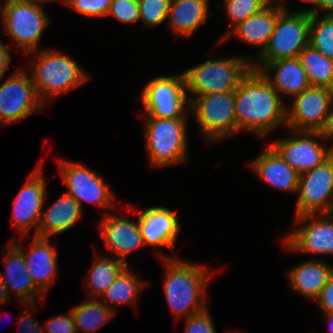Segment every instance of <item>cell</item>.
Returning a JSON list of instances; mask_svg holds the SVG:
<instances>
[{"instance_id":"6da1fadb","label":"cell","mask_w":333,"mask_h":333,"mask_svg":"<svg viewBox=\"0 0 333 333\" xmlns=\"http://www.w3.org/2000/svg\"><path fill=\"white\" fill-rule=\"evenodd\" d=\"M286 108L264 75L251 68L235 90L237 133L246 130L262 138L279 125L286 127Z\"/></svg>"},{"instance_id":"7a4b0ae2","label":"cell","mask_w":333,"mask_h":333,"mask_svg":"<svg viewBox=\"0 0 333 333\" xmlns=\"http://www.w3.org/2000/svg\"><path fill=\"white\" fill-rule=\"evenodd\" d=\"M158 257L166 267L164 293L175 320L206 309V290L213 272L175 256L159 254Z\"/></svg>"},{"instance_id":"3957f363","label":"cell","mask_w":333,"mask_h":333,"mask_svg":"<svg viewBox=\"0 0 333 333\" xmlns=\"http://www.w3.org/2000/svg\"><path fill=\"white\" fill-rule=\"evenodd\" d=\"M28 55L36 58L28 72L37 95L44 105L47 98L52 101V99L79 87L90 79L71 56L51 51V49L38 50L26 56Z\"/></svg>"},{"instance_id":"277c9868","label":"cell","mask_w":333,"mask_h":333,"mask_svg":"<svg viewBox=\"0 0 333 333\" xmlns=\"http://www.w3.org/2000/svg\"><path fill=\"white\" fill-rule=\"evenodd\" d=\"M254 57H218L208 59L194 67L183 71L186 90L191 92L192 98L235 91L241 79L252 68Z\"/></svg>"},{"instance_id":"5b68a950","label":"cell","mask_w":333,"mask_h":333,"mask_svg":"<svg viewBox=\"0 0 333 333\" xmlns=\"http://www.w3.org/2000/svg\"><path fill=\"white\" fill-rule=\"evenodd\" d=\"M3 34L9 35L24 55L38 51L40 38L50 24L43 3L33 0H5L0 6Z\"/></svg>"},{"instance_id":"8992f818","label":"cell","mask_w":333,"mask_h":333,"mask_svg":"<svg viewBox=\"0 0 333 333\" xmlns=\"http://www.w3.org/2000/svg\"><path fill=\"white\" fill-rule=\"evenodd\" d=\"M187 119L144 118L146 153L153 167H168L187 157Z\"/></svg>"},{"instance_id":"52a82bcc","label":"cell","mask_w":333,"mask_h":333,"mask_svg":"<svg viewBox=\"0 0 333 333\" xmlns=\"http://www.w3.org/2000/svg\"><path fill=\"white\" fill-rule=\"evenodd\" d=\"M288 10L279 15L268 45L253 61L296 58L309 45L311 10Z\"/></svg>"},{"instance_id":"ba28073f","label":"cell","mask_w":333,"mask_h":333,"mask_svg":"<svg viewBox=\"0 0 333 333\" xmlns=\"http://www.w3.org/2000/svg\"><path fill=\"white\" fill-rule=\"evenodd\" d=\"M195 117L202 136L209 143L224 140L237 133L235 91L203 95L190 102V114Z\"/></svg>"},{"instance_id":"9c48e42d","label":"cell","mask_w":333,"mask_h":333,"mask_svg":"<svg viewBox=\"0 0 333 333\" xmlns=\"http://www.w3.org/2000/svg\"><path fill=\"white\" fill-rule=\"evenodd\" d=\"M140 99L147 113L143 117L187 119L190 112L183 72L151 79Z\"/></svg>"},{"instance_id":"30bf717a","label":"cell","mask_w":333,"mask_h":333,"mask_svg":"<svg viewBox=\"0 0 333 333\" xmlns=\"http://www.w3.org/2000/svg\"><path fill=\"white\" fill-rule=\"evenodd\" d=\"M295 216L333 213V155L299 174Z\"/></svg>"},{"instance_id":"8fae6325","label":"cell","mask_w":333,"mask_h":333,"mask_svg":"<svg viewBox=\"0 0 333 333\" xmlns=\"http://www.w3.org/2000/svg\"><path fill=\"white\" fill-rule=\"evenodd\" d=\"M43 109L44 104L26 69L18 67L0 84V124H11Z\"/></svg>"},{"instance_id":"7c38bea8","label":"cell","mask_w":333,"mask_h":333,"mask_svg":"<svg viewBox=\"0 0 333 333\" xmlns=\"http://www.w3.org/2000/svg\"><path fill=\"white\" fill-rule=\"evenodd\" d=\"M293 134L294 137L276 140L270 145L299 174L322 165L333 155V149L326 147L320 132L293 130Z\"/></svg>"},{"instance_id":"4fadbf2b","label":"cell","mask_w":333,"mask_h":333,"mask_svg":"<svg viewBox=\"0 0 333 333\" xmlns=\"http://www.w3.org/2000/svg\"><path fill=\"white\" fill-rule=\"evenodd\" d=\"M296 223L301 226L283 239L288 251L333 255V213L295 216Z\"/></svg>"},{"instance_id":"5bb4252c","label":"cell","mask_w":333,"mask_h":333,"mask_svg":"<svg viewBox=\"0 0 333 333\" xmlns=\"http://www.w3.org/2000/svg\"><path fill=\"white\" fill-rule=\"evenodd\" d=\"M59 172L67 185L66 194L74 198L82 207L83 202L95 206L115 209L114 195L108 184L81 163L59 160Z\"/></svg>"},{"instance_id":"9a60e30c","label":"cell","mask_w":333,"mask_h":333,"mask_svg":"<svg viewBox=\"0 0 333 333\" xmlns=\"http://www.w3.org/2000/svg\"><path fill=\"white\" fill-rule=\"evenodd\" d=\"M332 104V89L310 87L293 97L292 108H286V127L296 131L320 132Z\"/></svg>"},{"instance_id":"2e32d148","label":"cell","mask_w":333,"mask_h":333,"mask_svg":"<svg viewBox=\"0 0 333 333\" xmlns=\"http://www.w3.org/2000/svg\"><path fill=\"white\" fill-rule=\"evenodd\" d=\"M41 162L14 200L12 222L22 235L29 234L31 228L35 229L33 235H37L41 220L47 184Z\"/></svg>"},{"instance_id":"e0dca14e","label":"cell","mask_w":333,"mask_h":333,"mask_svg":"<svg viewBox=\"0 0 333 333\" xmlns=\"http://www.w3.org/2000/svg\"><path fill=\"white\" fill-rule=\"evenodd\" d=\"M106 215L99 222L100 234L109 252L128 265L126 258L138 248L145 246L139 222H132L113 213Z\"/></svg>"},{"instance_id":"ac0fdd59","label":"cell","mask_w":333,"mask_h":333,"mask_svg":"<svg viewBox=\"0 0 333 333\" xmlns=\"http://www.w3.org/2000/svg\"><path fill=\"white\" fill-rule=\"evenodd\" d=\"M3 263L5 275L0 274V278L9 295L11 291L15 292L16 298L23 306L37 304L39 298V300H46L47 296L34 284L23 254L10 241L3 250Z\"/></svg>"},{"instance_id":"d6986e66","label":"cell","mask_w":333,"mask_h":333,"mask_svg":"<svg viewBox=\"0 0 333 333\" xmlns=\"http://www.w3.org/2000/svg\"><path fill=\"white\" fill-rule=\"evenodd\" d=\"M32 236L31 248L27 253L16 238L9 241L23 254L34 284L47 295L58 271L57 249L51 244L50 238Z\"/></svg>"},{"instance_id":"ffe728a7","label":"cell","mask_w":333,"mask_h":333,"mask_svg":"<svg viewBox=\"0 0 333 333\" xmlns=\"http://www.w3.org/2000/svg\"><path fill=\"white\" fill-rule=\"evenodd\" d=\"M252 68L259 70L281 96L294 97L311 87L298 57L277 61H252ZM272 72L274 75L271 77Z\"/></svg>"},{"instance_id":"44dd1931","label":"cell","mask_w":333,"mask_h":333,"mask_svg":"<svg viewBox=\"0 0 333 333\" xmlns=\"http://www.w3.org/2000/svg\"><path fill=\"white\" fill-rule=\"evenodd\" d=\"M138 222L145 246L175 247L180 232L176 212L162 206H152L138 214Z\"/></svg>"},{"instance_id":"7402d4cb","label":"cell","mask_w":333,"mask_h":333,"mask_svg":"<svg viewBox=\"0 0 333 333\" xmlns=\"http://www.w3.org/2000/svg\"><path fill=\"white\" fill-rule=\"evenodd\" d=\"M276 3L270 2L264 9L249 16L233 28L221 42L228 40L230 36H236L247 44L261 48L256 55L257 57L268 45L279 15L287 9L283 2L282 4Z\"/></svg>"},{"instance_id":"603a6c76","label":"cell","mask_w":333,"mask_h":333,"mask_svg":"<svg viewBox=\"0 0 333 333\" xmlns=\"http://www.w3.org/2000/svg\"><path fill=\"white\" fill-rule=\"evenodd\" d=\"M250 163L253 173L271 188L283 192H297L299 173L290 167L270 144Z\"/></svg>"},{"instance_id":"cb8c5ba5","label":"cell","mask_w":333,"mask_h":333,"mask_svg":"<svg viewBox=\"0 0 333 333\" xmlns=\"http://www.w3.org/2000/svg\"><path fill=\"white\" fill-rule=\"evenodd\" d=\"M332 274L333 266L313 258L288 269L286 276L295 292L315 301Z\"/></svg>"},{"instance_id":"d4e9b609","label":"cell","mask_w":333,"mask_h":333,"mask_svg":"<svg viewBox=\"0 0 333 333\" xmlns=\"http://www.w3.org/2000/svg\"><path fill=\"white\" fill-rule=\"evenodd\" d=\"M82 207L66 193L60 196L48 209L42 211L37 229L38 237L51 238L72 228L82 217Z\"/></svg>"},{"instance_id":"484cf974","label":"cell","mask_w":333,"mask_h":333,"mask_svg":"<svg viewBox=\"0 0 333 333\" xmlns=\"http://www.w3.org/2000/svg\"><path fill=\"white\" fill-rule=\"evenodd\" d=\"M209 0H170L167 21L176 35L190 36L206 23Z\"/></svg>"},{"instance_id":"4316f807","label":"cell","mask_w":333,"mask_h":333,"mask_svg":"<svg viewBox=\"0 0 333 333\" xmlns=\"http://www.w3.org/2000/svg\"><path fill=\"white\" fill-rule=\"evenodd\" d=\"M94 263L86 274V286L90 298L99 299L102 294L113 284L117 276L127 266L117 257H106L95 253Z\"/></svg>"},{"instance_id":"83f0119b","label":"cell","mask_w":333,"mask_h":333,"mask_svg":"<svg viewBox=\"0 0 333 333\" xmlns=\"http://www.w3.org/2000/svg\"><path fill=\"white\" fill-rule=\"evenodd\" d=\"M298 59L311 87H325L333 90V59L327 58L310 45L299 53Z\"/></svg>"},{"instance_id":"f1b7e54d","label":"cell","mask_w":333,"mask_h":333,"mask_svg":"<svg viewBox=\"0 0 333 333\" xmlns=\"http://www.w3.org/2000/svg\"><path fill=\"white\" fill-rule=\"evenodd\" d=\"M89 299L70 309L74 316L77 333H80L81 329L85 333H91L105 326L116 315V311L100 299Z\"/></svg>"},{"instance_id":"f546056e","label":"cell","mask_w":333,"mask_h":333,"mask_svg":"<svg viewBox=\"0 0 333 333\" xmlns=\"http://www.w3.org/2000/svg\"><path fill=\"white\" fill-rule=\"evenodd\" d=\"M144 286L145 281L136 278V274L132 273L127 265L99 299L112 310L114 309L111 304L135 305Z\"/></svg>"},{"instance_id":"4dcf8cb0","label":"cell","mask_w":333,"mask_h":333,"mask_svg":"<svg viewBox=\"0 0 333 333\" xmlns=\"http://www.w3.org/2000/svg\"><path fill=\"white\" fill-rule=\"evenodd\" d=\"M309 45L333 59V16L321 17L311 12Z\"/></svg>"},{"instance_id":"1f68e13d","label":"cell","mask_w":333,"mask_h":333,"mask_svg":"<svg viewBox=\"0 0 333 333\" xmlns=\"http://www.w3.org/2000/svg\"><path fill=\"white\" fill-rule=\"evenodd\" d=\"M224 9L228 18L232 22L230 29L227 30L218 43L238 24L246 20L249 16L261 11L269 3V0H224Z\"/></svg>"},{"instance_id":"d6a6232c","label":"cell","mask_w":333,"mask_h":333,"mask_svg":"<svg viewBox=\"0 0 333 333\" xmlns=\"http://www.w3.org/2000/svg\"><path fill=\"white\" fill-rule=\"evenodd\" d=\"M170 0H143L139 2L140 19L146 27H156L168 17Z\"/></svg>"},{"instance_id":"836d02e7","label":"cell","mask_w":333,"mask_h":333,"mask_svg":"<svg viewBox=\"0 0 333 333\" xmlns=\"http://www.w3.org/2000/svg\"><path fill=\"white\" fill-rule=\"evenodd\" d=\"M112 0H65L80 15L89 17H107Z\"/></svg>"},{"instance_id":"e575fe53","label":"cell","mask_w":333,"mask_h":333,"mask_svg":"<svg viewBox=\"0 0 333 333\" xmlns=\"http://www.w3.org/2000/svg\"><path fill=\"white\" fill-rule=\"evenodd\" d=\"M112 15L123 23L140 20L139 3L135 0H112L107 16Z\"/></svg>"},{"instance_id":"d590c367","label":"cell","mask_w":333,"mask_h":333,"mask_svg":"<svg viewBox=\"0 0 333 333\" xmlns=\"http://www.w3.org/2000/svg\"><path fill=\"white\" fill-rule=\"evenodd\" d=\"M185 333H216L214 321L207 308L186 318Z\"/></svg>"},{"instance_id":"8d00e7d4","label":"cell","mask_w":333,"mask_h":333,"mask_svg":"<svg viewBox=\"0 0 333 333\" xmlns=\"http://www.w3.org/2000/svg\"><path fill=\"white\" fill-rule=\"evenodd\" d=\"M45 333H77L74 316L69 310L68 314L56 315L44 323Z\"/></svg>"},{"instance_id":"74e56055","label":"cell","mask_w":333,"mask_h":333,"mask_svg":"<svg viewBox=\"0 0 333 333\" xmlns=\"http://www.w3.org/2000/svg\"><path fill=\"white\" fill-rule=\"evenodd\" d=\"M37 304H27L24 306L25 311L23 310L22 314L19 317V333H44L43 329L44 327H40V324L37 322V320L35 318H33L32 316V312H30L29 310L32 309H36L38 310L36 307ZM27 310V311H26Z\"/></svg>"},{"instance_id":"f35d334b","label":"cell","mask_w":333,"mask_h":333,"mask_svg":"<svg viewBox=\"0 0 333 333\" xmlns=\"http://www.w3.org/2000/svg\"><path fill=\"white\" fill-rule=\"evenodd\" d=\"M315 302L318 303L323 314L333 311V274L326 285L321 289Z\"/></svg>"},{"instance_id":"ab89813d","label":"cell","mask_w":333,"mask_h":333,"mask_svg":"<svg viewBox=\"0 0 333 333\" xmlns=\"http://www.w3.org/2000/svg\"><path fill=\"white\" fill-rule=\"evenodd\" d=\"M11 54L9 50V46L5 45L3 41H0V81H2L3 77L5 76V73L9 67V64L11 62Z\"/></svg>"},{"instance_id":"60d3db41","label":"cell","mask_w":333,"mask_h":333,"mask_svg":"<svg viewBox=\"0 0 333 333\" xmlns=\"http://www.w3.org/2000/svg\"><path fill=\"white\" fill-rule=\"evenodd\" d=\"M309 9L314 14L319 15V11L323 10L324 16H333V0H317L313 8Z\"/></svg>"},{"instance_id":"b9f144b4","label":"cell","mask_w":333,"mask_h":333,"mask_svg":"<svg viewBox=\"0 0 333 333\" xmlns=\"http://www.w3.org/2000/svg\"><path fill=\"white\" fill-rule=\"evenodd\" d=\"M323 139L328 142L330 138H333V107L331 108L330 114L328 115L325 125L320 130ZM333 149V144L331 145Z\"/></svg>"},{"instance_id":"7bdbcfd3","label":"cell","mask_w":333,"mask_h":333,"mask_svg":"<svg viewBox=\"0 0 333 333\" xmlns=\"http://www.w3.org/2000/svg\"><path fill=\"white\" fill-rule=\"evenodd\" d=\"M11 295H9L6 286L4 285L2 279L0 278V304L6 303Z\"/></svg>"},{"instance_id":"ee69618b","label":"cell","mask_w":333,"mask_h":333,"mask_svg":"<svg viewBox=\"0 0 333 333\" xmlns=\"http://www.w3.org/2000/svg\"><path fill=\"white\" fill-rule=\"evenodd\" d=\"M324 316L327 318L329 324V331L333 333V311L325 313Z\"/></svg>"},{"instance_id":"f6af8a7d","label":"cell","mask_w":333,"mask_h":333,"mask_svg":"<svg viewBox=\"0 0 333 333\" xmlns=\"http://www.w3.org/2000/svg\"><path fill=\"white\" fill-rule=\"evenodd\" d=\"M281 1H284V0H281ZM281 1L279 0V2H281ZM300 1L314 6L317 0H300Z\"/></svg>"},{"instance_id":"bcb514c9","label":"cell","mask_w":333,"mask_h":333,"mask_svg":"<svg viewBox=\"0 0 333 333\" xmlns=\"http://www.w3.org/2000/svg\"><path fill=\"white\" fill-rule=\"evenodd\" d=\"M35 2L43 3L45 4L46 2H52V1H59V0H33ZM61 2L65 3V0H60Z\"/></svg>"}]
</instances>
